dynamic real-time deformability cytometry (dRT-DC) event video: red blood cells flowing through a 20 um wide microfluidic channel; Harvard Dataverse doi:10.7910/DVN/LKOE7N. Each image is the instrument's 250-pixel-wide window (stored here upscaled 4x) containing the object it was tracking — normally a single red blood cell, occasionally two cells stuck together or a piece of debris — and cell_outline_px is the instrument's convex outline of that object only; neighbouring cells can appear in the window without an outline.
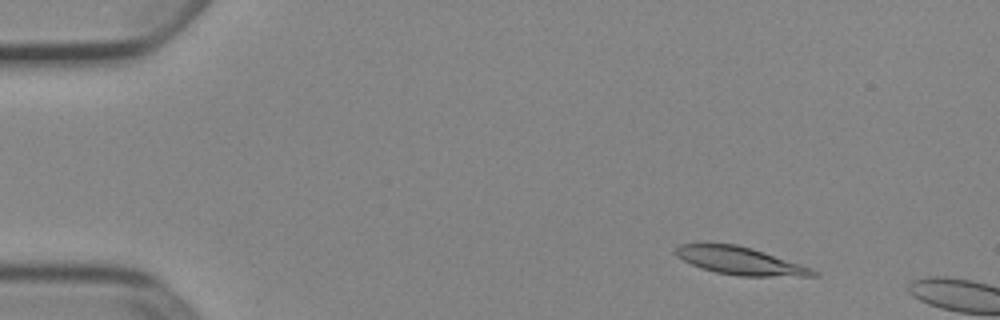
{"species": "Egyptian fruit bat (a non-hibernating species)", "species_latin": "Rousettus aegyptiacus", "temperature_condition": "cold", "stored_images_in_passage": 10, "camera_frame_rate_fps": 3000, "um_per_image_px": 0.085, "animal": {"sex": "female"}, "frame": {"image": 1, "passage_image": 7, "time_ms": 2.0, "image_size_px": [1000, 320], "cell_outline_px": [[820, 276], [740, 276], [716, 272], [700, 268], [676, 256], [672, 252], [680, 244], [704, 240], [736, 244], [752, 248], [812, 268], [820, 272]], "centroid_in_image_um": [62.83, 22.12], "position_along_channel_um": 22.2, "area_um2": 22.89}}